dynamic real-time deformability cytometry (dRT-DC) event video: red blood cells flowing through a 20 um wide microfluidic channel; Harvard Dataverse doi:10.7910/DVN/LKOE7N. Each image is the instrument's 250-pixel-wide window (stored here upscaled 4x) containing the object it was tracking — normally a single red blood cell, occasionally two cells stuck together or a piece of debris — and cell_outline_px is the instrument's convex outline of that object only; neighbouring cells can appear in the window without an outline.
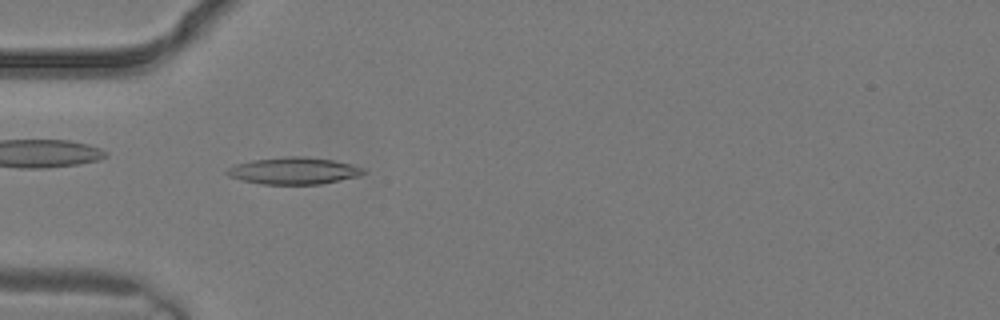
{"species": "common noctule bat (a hibernating species)", "species_latin": "Nyctalus noctula", "temperature_condition": "warm", "stored_images_in_passage": 3, "camera_frame_rate_fps": 3000, "um_per_image_px": 0.085, "animal": {"sex": "male", "body_mass_g": 19.2, "forearm_length_mm": 51.8}, "frame": {"image": 1, "passage_image": 3, "time_ms": 0.667, "image_size_px": [1000, 320], "cell_outline_px": [[368, 172], [360, 176], [320, 184], [260, 184], [228, 176], [224, 172], [228, 168], [236, 164], [252, 160], [288, 156], [304, 156], [332, 160], [352, 164], [364, 168]], "centroid_in_image_um": [25.0, 14.51], "position_along_channel_um": 60.0, "area_um2": 21.44}}